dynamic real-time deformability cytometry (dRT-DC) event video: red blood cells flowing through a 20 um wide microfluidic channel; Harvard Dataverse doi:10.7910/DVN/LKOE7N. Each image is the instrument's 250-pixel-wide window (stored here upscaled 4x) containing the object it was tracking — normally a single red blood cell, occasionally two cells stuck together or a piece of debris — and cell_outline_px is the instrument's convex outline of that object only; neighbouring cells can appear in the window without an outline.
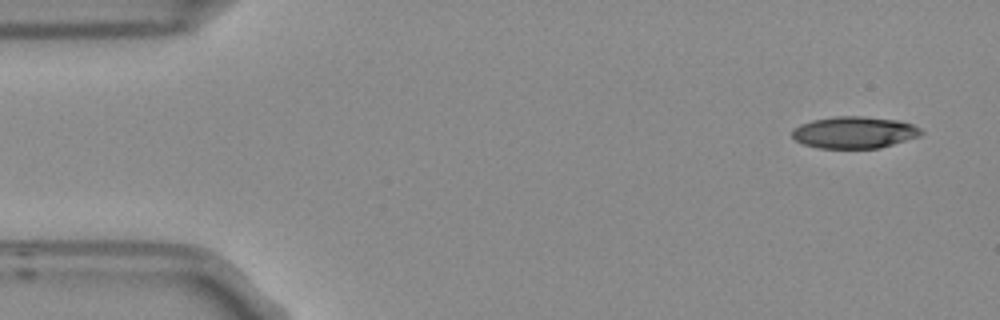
{"species": "Egyptian fruit bat (a non-hibernating species)", "species_latin": "Rousettus aegyptiacus", "temperature_condition": "room temperature", "stored_images_in_passage": 4, "camera_frame_rate_fps": 3000, "um_per_image_px": 0.085, "frame": {"image": 1, "passage_image": 1, "time_ms": 0.0, "image_size_px": [1000, 320], "cell_outline_px": [[924, 132], [920, 136], [880, 148], [820, 148], [804, 144], [796, 140], [792, 136], [792, 132], [800, 124], [812, 120], [832, 116], [864, 116], [900, 120], [912, 124], [920, 128]], "centroid_in_image_um": [72.65, 11.24], "position_along_channel_um": 12.3, "area_um2": 23.99}}